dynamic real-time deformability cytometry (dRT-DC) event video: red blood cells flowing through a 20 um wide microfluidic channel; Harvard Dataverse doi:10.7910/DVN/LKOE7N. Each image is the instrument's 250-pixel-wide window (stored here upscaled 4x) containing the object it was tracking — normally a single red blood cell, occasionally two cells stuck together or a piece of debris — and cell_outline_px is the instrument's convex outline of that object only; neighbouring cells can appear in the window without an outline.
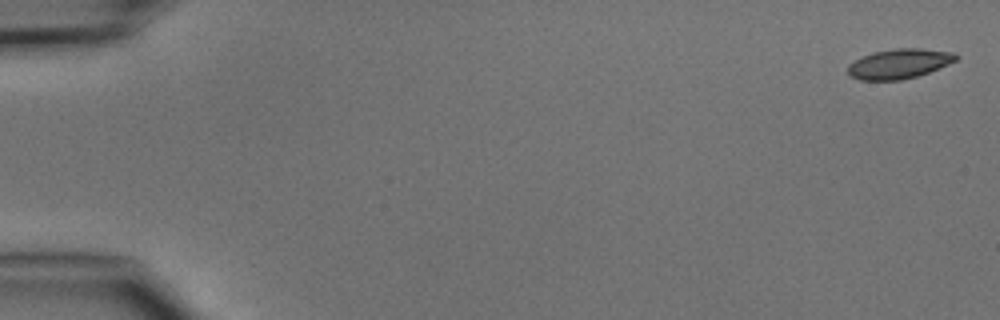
{"species": "common noctule bat (a hibernating species)", "species_latin": "Nyctalus noctula", "temperature_condition": "cold", "stored_images_in_passage": 4, "camera_frame_rate_fps": 3000, "um_per_image_px": 0.085, "animal": {"sex": "male", "body_mass_g": 15.6}, "frame": {"image": 1, "passage_image": 1, "time_ms": 0.0, "image_size_px": [1000, 320], "cell_outline_px": [[960, 56], [956, 60], [948, 64], [928, 72], [916, 76], [900, 80], [860, 80], [852, 76], [848, 72], [848, 64], [864, 56], [876, 52], [896, 48], [920, 48], [956, 52]], "centroid_in_image_um": [76.47, 5.41], "position_along_channel_um": 8.5, "area_um2": 18.55}}
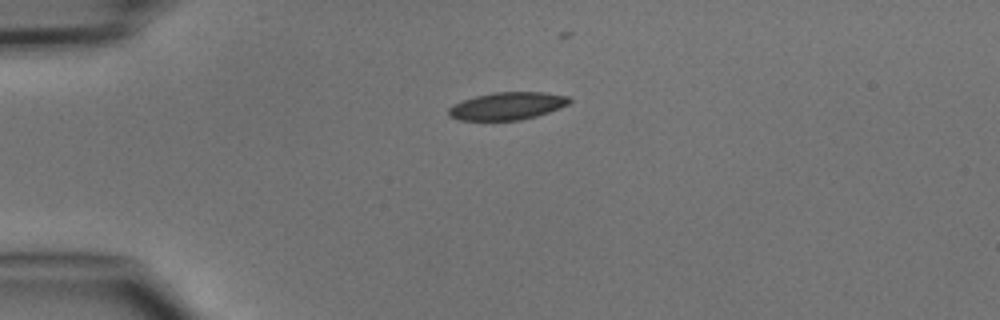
{"frame": {"image": 2, "passage_image": 4, "time_ms": 3.667, "image_size_px": [1000, 320], "cell_outline_px": [[572, 100], [568, 104], [560, 108], [536, 116], [520, 120], [460, 120], [448, 116], [448, 108], [452, 104], [476, 96], [492, 92], [544, 92], [568, 96]], "centroid_in_image_um": [43.11, 9.0], "position_along_channel_um": 41.9, "area_um2": 19.42}}